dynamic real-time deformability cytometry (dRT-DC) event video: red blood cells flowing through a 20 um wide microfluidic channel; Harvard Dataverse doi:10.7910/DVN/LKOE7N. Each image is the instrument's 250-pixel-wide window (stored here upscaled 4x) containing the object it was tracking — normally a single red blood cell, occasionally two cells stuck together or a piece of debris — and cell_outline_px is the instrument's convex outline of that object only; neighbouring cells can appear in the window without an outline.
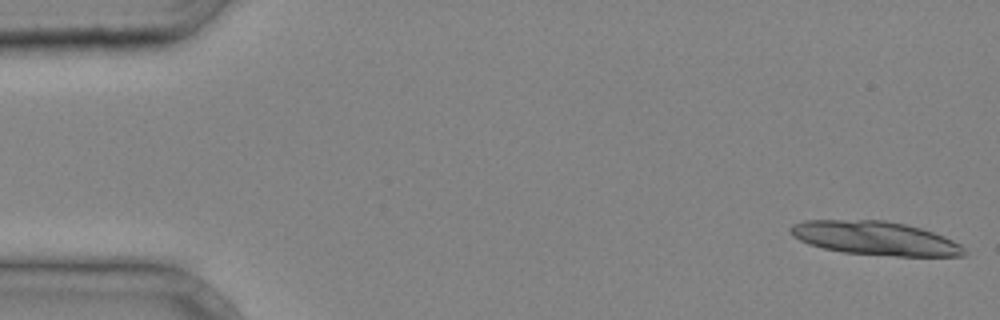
{"species": "common noctule bat (a hibernating species)", "species_latin": "Nyctalus noctula", "temperature_condition": "cold", "stored_images_in_passage": 3, "segment_of_instrument_passage": [2, 2], "camera_frame_rate_fps": 3000, "um_per_image_px": 0.085, "animal": {"sex": "male", "body_mass_g": 20.4}, "frame": {"image": 1, "passage_image": 3, "time_ms": 0.667, "image_size_px": [1000, 320], "cell_outline_px": [[968, 252], [964, 256], [896, 256], [844, 252], [824, 248], [808, 244], [792, 236], [788, 232], [788, 228], [792, 224], [804, 220], [884, 220], [904, 224], [920, 228], [944, 236], [960, 244]], "centroid_in_image_um": [74.36, 20.24], "position_along_channel_um": 10.6, "area_um2": 34.16}}